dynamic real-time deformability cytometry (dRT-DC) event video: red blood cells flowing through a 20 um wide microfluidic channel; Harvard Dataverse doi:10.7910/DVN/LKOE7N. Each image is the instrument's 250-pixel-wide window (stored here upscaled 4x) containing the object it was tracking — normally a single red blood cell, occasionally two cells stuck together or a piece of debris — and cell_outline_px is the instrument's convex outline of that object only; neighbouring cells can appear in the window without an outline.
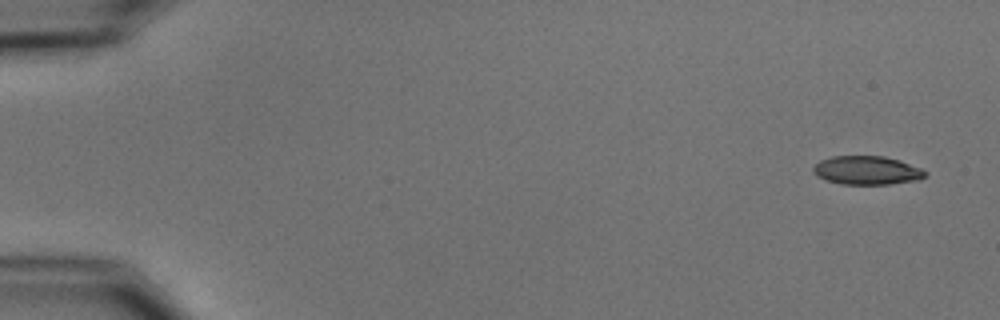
{"species": "common noctule bat (a hibernating species)", "species_latin": "Nyctalus noctula", "temperature_condition": "cold", "stored_images_in_passage": 5, "camera_frame_rate_fps": 3000, "um_per_image_px": 0.085, "animal": {"sex": "male", "body_mass_g": 15.6}, "frame": {"image": 1, "passage_image": 1, "time_ms": 0.0, "image_size_px": [1000, 320], "cell_outline_px": [[928, 172], [920, 180], [888, 184], [840, 184], [824, 180], [816, 176], [812, 172], [812, 168], [820, 160], [832, 156], [884, 156], [900, 160], [920, 168]], "centroid_in_image_um": [73.66, 14.48], "position_along_channel_um": 11.3, "area_um2": 18.84}}